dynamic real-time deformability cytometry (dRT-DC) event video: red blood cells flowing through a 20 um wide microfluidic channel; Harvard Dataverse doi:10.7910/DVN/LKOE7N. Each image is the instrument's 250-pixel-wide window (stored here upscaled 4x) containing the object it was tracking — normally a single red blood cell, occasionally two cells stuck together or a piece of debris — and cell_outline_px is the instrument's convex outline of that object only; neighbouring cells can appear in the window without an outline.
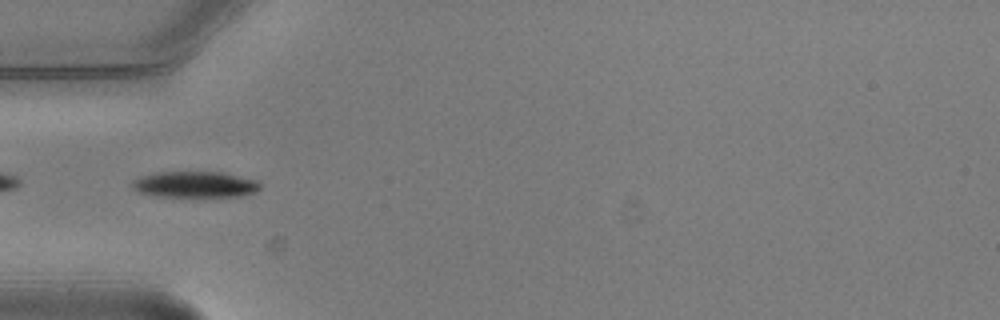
{"species": "common noctule bat (a hibernating species)", "species_latin": "Nyctalus noctula", "temperature_condition": "warm", "stored_images_in_passage": 4, "camera_frame_rate_fps": 3000, "um_per_image_px": 0.085, "animal": {"sex": "male", "body_mass_g": 20.5, "forearm_length_mm": 52.5}, "frame": {"image": 1, "passage_image": 1, "time_ms": 0.0, "image_size_px": [1000, 320], "cell_outline_px": [[260, 188], [256, 192], [240, 196], [156, 196], [140, 192], [132, 188], [132, 180], [140, 176], [156, 172], [220, 172], [256, 180], [260, 184]], "centroid_in_image_um": [16.55, 15.67], "position_along_channel_um": 68.5, "area_um2": 19.31}}
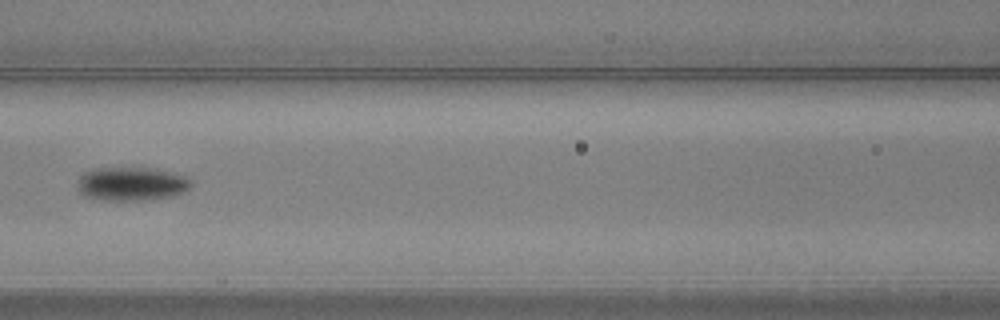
{"frame": {"image": 2, "passage_image": 3, "time_ms": 0.667, "image_size_px": [1000, 320], "cell_outline_px": [[192, 184], [184, 192], [172, 196], [152, 200], [104, 200], [84, 196], [80, 192], [80, 176], [84, 172], [96, 168], [148, 168], [184, 176], [192, 180]], "centroid_in_image_um": [11.19, 15.64], "position_along_channel_um": 155.4, "area_um2": 21.96}}
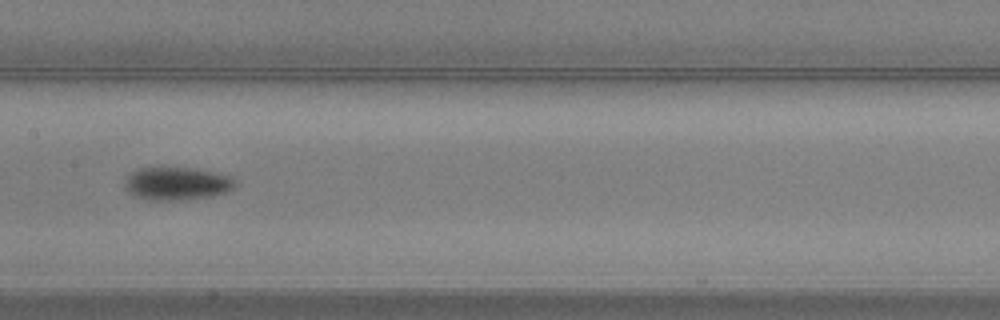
{"frame": {"image": 3, "passage_image": 4, "time_ms": 1.0, "image_size_px": [1000, 320], "cell_outline_px": [[236, 184], [232, 188], [224, 192], [212, 196], [184, 200], [148, 200], [136, 196], [128, 192], [124, 188], [124, 180], [136, 168], [160, 164], [164, 164], [196, 168], [216, 172], [232, 176], [236, 180]], "centroid_in_image_um": [14.99, 15.54], "position_along_channel_um": 192.4, "area_um2": 22.31}}